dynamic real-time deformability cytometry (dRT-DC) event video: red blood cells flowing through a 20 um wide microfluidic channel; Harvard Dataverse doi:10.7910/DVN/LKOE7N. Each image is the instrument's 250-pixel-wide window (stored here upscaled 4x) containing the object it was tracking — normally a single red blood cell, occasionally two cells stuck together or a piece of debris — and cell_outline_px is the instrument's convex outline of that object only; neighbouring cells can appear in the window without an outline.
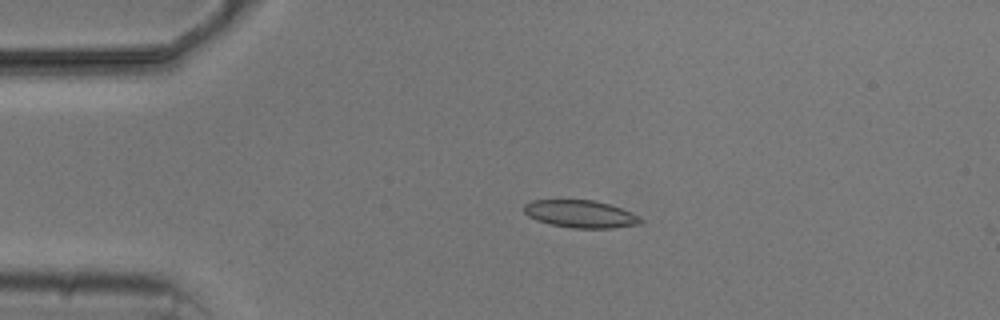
{"species": "common noctule bat (a hibernating species)", "species_latin": "Nyctalus noctula", "temperature_condition": "cold", "stored_images_in_passage": 4, "camera_frame_rate_fps": 3000, "um_per_image_px": 0.085, "animal": {"sex": "male", "body_mass_g": 20.5, "forearm_length_mm": 52.5}, "frame": {"image": 1, "passage_image": 3, "time_ms": 3.333, "image_size_px": [1000, 320], "cell_outline_px": [[644, 220], [640, 224], [612, 228], [572, 228], [552, 224], [536, 220], [528, 216], [524, 212], [524, 204], [532, 200], [596, 200], [632, 212]], "centroid_in_image_um": [49.35, 18.19], "position_along_channel_um": 35.7, "area_um2": 18.67}}